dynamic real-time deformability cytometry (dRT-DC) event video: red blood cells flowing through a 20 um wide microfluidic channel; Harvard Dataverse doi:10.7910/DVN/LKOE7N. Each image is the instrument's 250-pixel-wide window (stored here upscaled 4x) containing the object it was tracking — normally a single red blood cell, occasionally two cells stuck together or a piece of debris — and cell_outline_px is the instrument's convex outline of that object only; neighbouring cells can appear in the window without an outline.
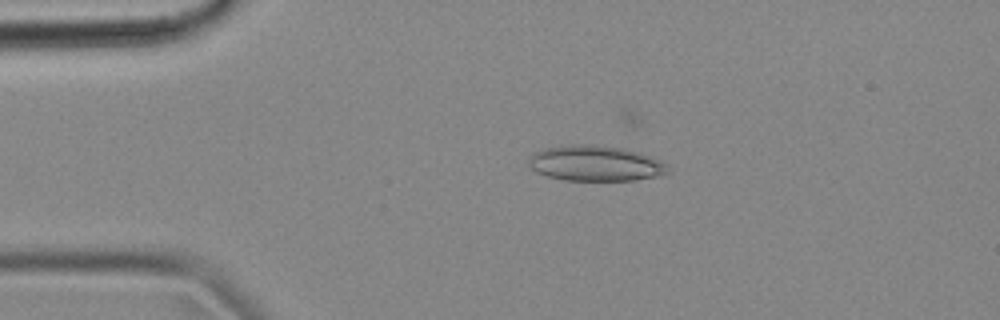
{"species": "common noctule bat (a hibernating species)", "species_latin": "Nyctalus noctula", "temperature_condition": "cold", "stored_images_in_passage": 54, "camera_frame_rate_fps": 3000, "um_per_image_px": 0.085, "animal": {"sex": "female", "body_mass_g": 18.4}, "frame": {"image": 1, "passage_image": 10, "time_ms": 3.0, "image_size_px": [1000, 320], "cell_outline_px": [[668, 172], [660, 176], [636, 180], [564, 180], [548, 176], [536, 172], [528, 164], [528, 156], [532, 152], [544, 148], [568, 144], [592, 144], [624, 148], [640, 152], [660, 160], [668, 164]], "centroid_in_image_um": [50.59, 13.87], "position_along_channel_um": 34.4, "area_um2": 29.19}}
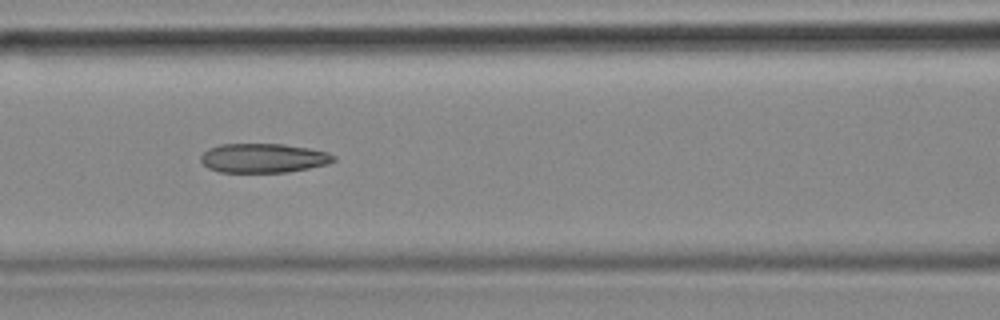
{"frame": {"image": 2, "passage_image": 22, "time_ms": 7.0, "image_size_px": [1000, 320], "cell_outline_px": [[336, 160], [328, 164], [288, 172], [220, 172], [208, 168], [200, 160], [200, 156], [208, 148], [220, 144], [284, 144], [308, 148], [328, 152], [336, 156]], "centroid_in_image_um": [22.39, 13.43], "position_along_channel_um": 144.2, "area_um2": 22.72}}
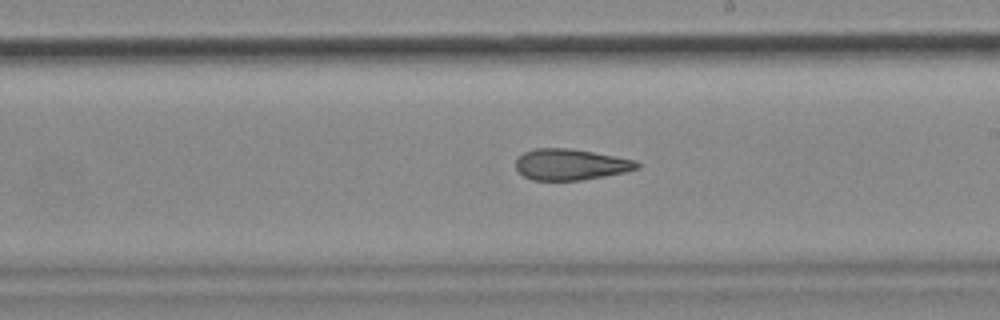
{"frame": {"image": 3, "passage_image": 30, "time_ms": 9.667, "image_size_px": [1000, 320], "cell_outline_px": [[640, 168], [624, 172], [604, 176], [580, 180], [532, 180], [524, 176], [516, 168], [516, 160], [524, 152], [532, 148], [568, 148], [616, 156], [636, 160], [640, 164]], "centroid_in_image_um": [48.51, 13.97], "position_along_channel_um": 240.5, "area_um2": 21.91}, "authors_computed_cell_mechanics": {"area_um2": 23.409, "velocity_mm_per_s": 3.6237, "shape_relaxation_time_tau1_ms": null, "shape_relaxation_time_tau2_ms": 4.3383, "deformation_change_tau1": null, "deformation_change_tau2": 0.1484}}